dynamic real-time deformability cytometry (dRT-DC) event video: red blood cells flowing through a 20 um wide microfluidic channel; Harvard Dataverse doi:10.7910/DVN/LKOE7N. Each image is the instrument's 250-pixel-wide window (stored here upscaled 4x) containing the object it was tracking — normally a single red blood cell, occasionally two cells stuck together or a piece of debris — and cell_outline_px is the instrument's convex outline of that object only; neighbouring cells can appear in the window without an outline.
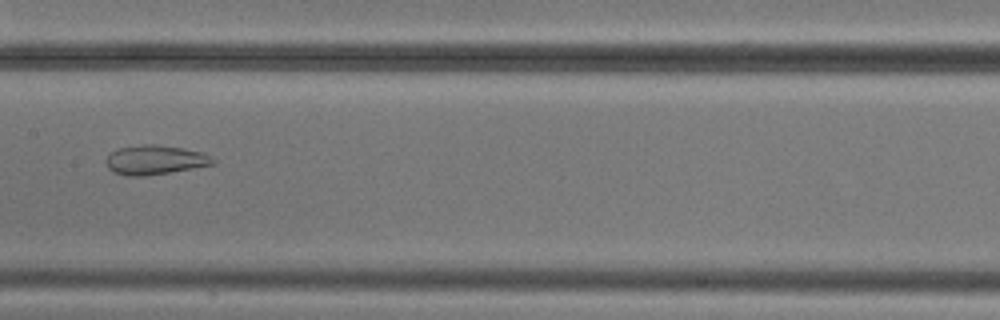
{"species": "common noctule bat (a hibernating species)", "species_latin": "Nyctalus noctula", "temperature_condition": "cold", "stored_images_in_passage": 9, "camera_frame_rate_fps": 3000, "um_per_image_px": 0.085, "animal": {"sex": "male", "body_mass_g": 20.5, "forearm_length_mm": 52.5}, "frame": {"image": 1, "passage_image": 7, "time_ms": 8.0, "image_size_px": [1000, 320], "cell_outline_px": [[216, 164], [144, 176], [124, 176], [112, 172], [108, 168], [104, 160], [112, 152], [120, 148], [144, 144], [156, 144], [184, 148], [204, 152], [216, 160]], "centroid_in_image_um": [13.18, 13.59], "position_along_channel_um": 194.2, "area_um2": 18.38}}